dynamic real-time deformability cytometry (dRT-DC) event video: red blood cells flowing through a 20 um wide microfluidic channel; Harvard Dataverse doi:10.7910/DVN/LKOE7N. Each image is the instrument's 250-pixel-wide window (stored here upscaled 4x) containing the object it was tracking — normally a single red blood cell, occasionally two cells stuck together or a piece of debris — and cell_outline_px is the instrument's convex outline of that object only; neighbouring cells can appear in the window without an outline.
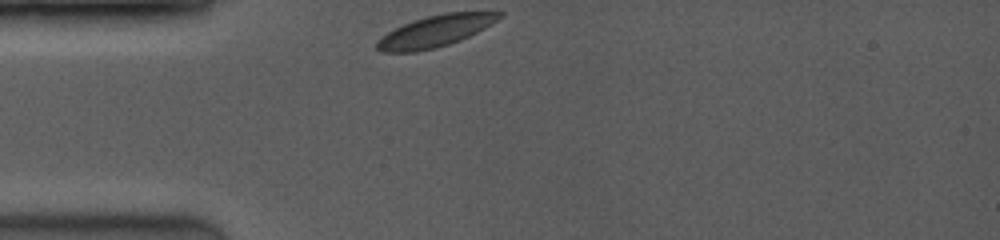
{"species": "common noctule bat (a hibernating species)", "species_latin": "Nyctalus noctula", "temperature_condition": "room temperature", "stored_images_in_passage": 19, "camera_frame_rate_fps": 3500, "um_per_image_px": 0.085, "animal": {"sex": "female", "body_mass_g": 19.0, "forearm_length_mm": 53.3}, "frame": {"image": 1, "passage_image": 1, "time_ms": 0.0, "image_size_px": [1000, 240], "cell_outline_px": [[504, 16], [492, 24], [460, 40], [436, 48], [416, 52], [380, 52], [376, 48], [376, 40], [380, 36], [404, 24], [428, 16], [444, 12], [504, 12]], "centroid_in_image_um": [36.99, 2.65], "position_along_channel_um": 48.0, "area_um2": 22.37}}
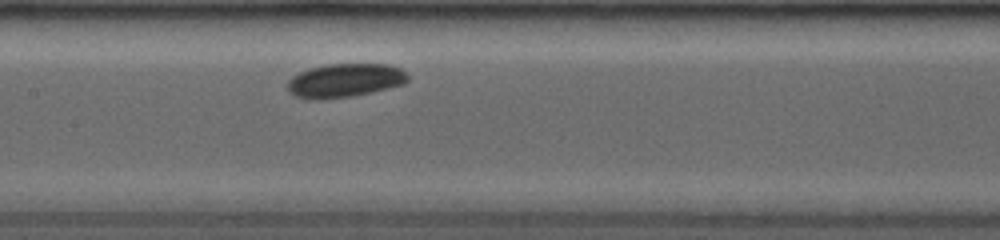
{"frame": {"image": 2, "passage_image": 11, "time_ms": 3.714, "image_size_px": [1000, 240], "cell_outline_px": [[408, 80], [404, 84], [372, 92], [352, 96], [320, 100], [312, 100], [296, 96], [288, 92], [288, 80], [292, 76], [308, 68], [324, 64], [388, 64], [400, 68], [408, 76]], "centroid_in_image_um": [29.28, 6.84], "position_along_channel_um": 178.1, "area_um2": 23.81}}
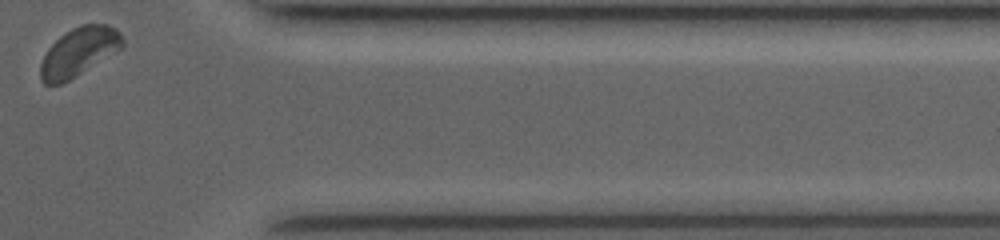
{"frame": {"image": 3, "passage_image": 19, "time_ms": 9.714, "image_size_px": [1000, 240], "cell_outline_px": [[124, 44], [120, 48], [76, 76], [60, 84], [44, 84], [40, 80], [40, 64], [48, 48], [60, 36], [72, 28], [80, 24], [108, 24], [116, 28], [120, 32], [124, 40]], "centroid_in_image_um": [6.69, 4.39], "position_along_channel_um": 404.7, "area_um2": 22.95}, "authors_computed_cell_mechanics": {"area_um2": 23.0044, "velocity_mm_per_s": 3.9098, "shape_relaxation_time_tau1_ms": 1.2543, "shape_relaxation_time_tau2_ms": null, "deformation_change_tau1": 0.0282, "deformation_change_tau2": null}}